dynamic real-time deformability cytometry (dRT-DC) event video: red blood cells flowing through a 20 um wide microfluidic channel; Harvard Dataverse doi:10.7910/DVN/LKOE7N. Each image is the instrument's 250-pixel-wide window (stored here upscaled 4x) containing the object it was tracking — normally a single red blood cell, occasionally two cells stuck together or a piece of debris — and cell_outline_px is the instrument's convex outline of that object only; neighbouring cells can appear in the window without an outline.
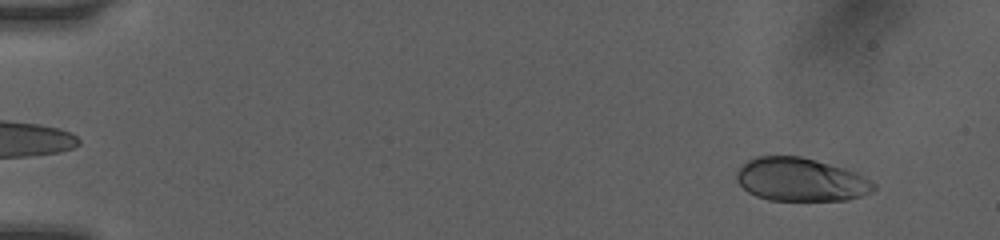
{"species": "human", "species_latin": "Homo sapiens", "temperature_condition": "room temperature", "stored_images_in_passage": 4, "segment_of_instrument_passage": [2, 2], "camera_frame_rate_fps": 3000, "um_per_image_px": 0.085, "donor": {"sex": "female"}, "frame": {"image": 1, "passage_image": 4, "time_ms": 3.333, "image_size_px": [1000, 240], "cell_outline_px": [[876, 188], [872, 192], [848, 200], [768, 200], [756, 196], [748, 192], [736, 180], [736, 172], [748, 160], [756, 156], [800, 156], [856, 172], [876, 184]], "centroid_in_image_um": [68.05, 15.27], "position_along_channel_um": 17.0, "area_um2": 34.39}}